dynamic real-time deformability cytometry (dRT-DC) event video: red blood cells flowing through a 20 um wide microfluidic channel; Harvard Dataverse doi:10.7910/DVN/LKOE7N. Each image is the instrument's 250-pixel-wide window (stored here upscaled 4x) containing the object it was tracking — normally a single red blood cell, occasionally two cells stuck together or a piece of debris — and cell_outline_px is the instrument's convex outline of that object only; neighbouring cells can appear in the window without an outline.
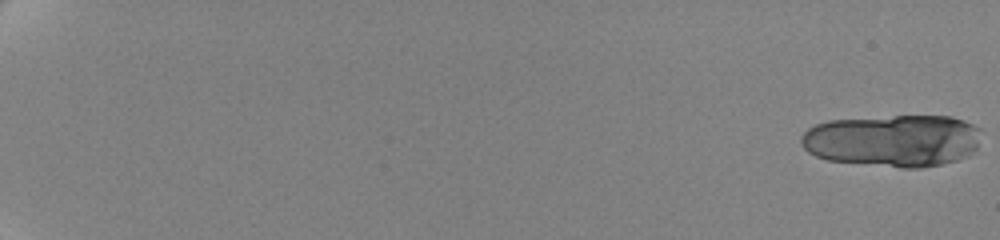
{"species": "human", "species_latin": "Homo sapiens", "temperature_condition": "cold", "stored_images_in_passage": 25, "camera_frame_rate_fps": 3000, "um_per_image_px": 0.085, "donor": {"sex": "female"}, "frame": {"image": 1, "passage_image": 1, "time_ms": 0.0, "image_size_px": [1000, 240], "cell_outline_px": [[984, 132], [976, 148], [968, 156], [956, 160], [940, 164], [920, 168], [900, 168], [828, 160], [816, 156], [808, 152], [800, 144], [800, 136], [808, 128], [816, 124], [828, 120], [896, 116], [952, 116], [964, 120], [980, 128]], "centroid_in_image_um": [75.92, 11.95], "position_along_channel_um": 9.1, "area_um2": 55.31}}